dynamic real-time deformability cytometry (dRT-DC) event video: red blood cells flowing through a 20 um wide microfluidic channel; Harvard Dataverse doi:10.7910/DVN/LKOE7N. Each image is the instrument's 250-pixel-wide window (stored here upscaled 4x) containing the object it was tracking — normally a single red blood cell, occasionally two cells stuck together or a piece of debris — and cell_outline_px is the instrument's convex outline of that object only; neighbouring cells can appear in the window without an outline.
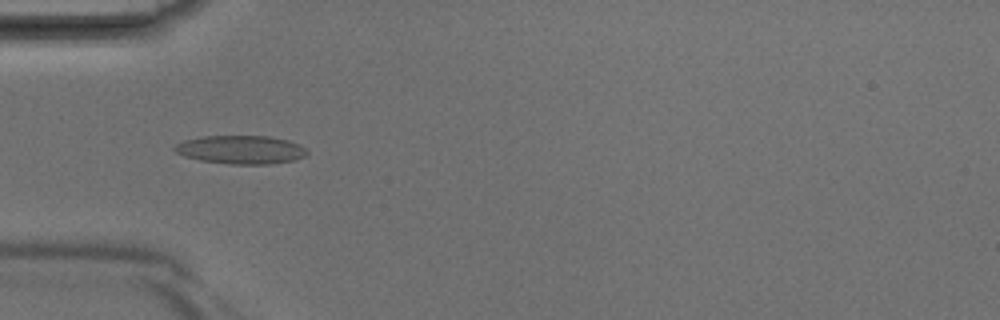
{"species": "Egyptian fruit bat (a non-hibernating species)", "species_latin": "Rousettus aegyptiacus", "temperature_condition": "room temperature", "stored_images_in_passage": 40, "camera_frame_rate_fps": 3000, "um_per_image_px": 0.085, "animal": {"sex": "male"}, "frame": {"image": 1, "passage_image": 12, "time_ms": 3.667, "image_size_px": [1000, 320], "cell_outline_px": [[308, 152], [304, 156], [292, 160], [268, 164], [232, 164], [200, 160], [184, 156], [176, 152], [172, 148], [176, 144], [184, 140], [204, 136], [268, 136], [288, 140], [300, 144]], "centroid_in_image_um": [20.45, 12.71], "position_along_channel_um": 64.5, "area_um2": 21.79}}
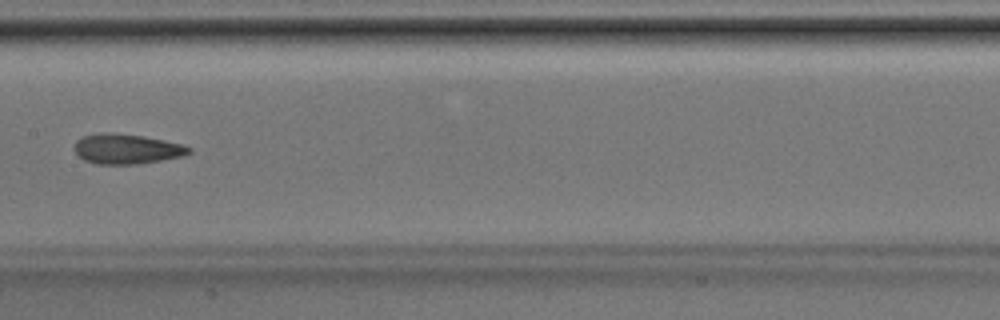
{"frame": {"image": 2, "passage_image": 20, "time_ms": 6.333, "image_size_px": [1000, 320], "cell_outline_px": [[192, 152], [184, 156], [136, 164], [96, 164], [84, 160], [72, 148], [76, 140], [84, 136], [100, 132], [108, 132], [144, 136], [184, 144], [192, 148]], "centroid_in_image_um": [10.77, 12.65], "position_along_channel_um": 196.6, "area_um2": 20.17}}
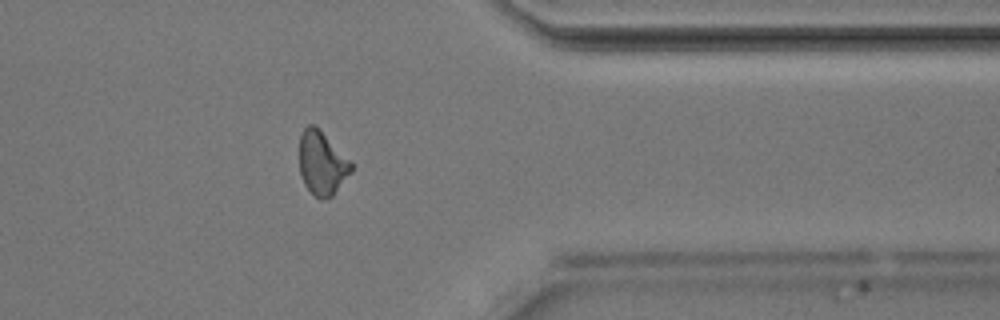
{"frame": {"image": 3, "passage_image": 32, "time_ms": 10.333, "image_size_px": [1000, 320], "cell_outline_px": [[352, 172], [332, 196], [316, 196], [304, 184], [300, 172], [300, 136], [304, 128], [308, 124], [316, 124], [320, 128], [352, 164]], "centroid_in_image_um": [27.36, 13.81], "position_along_channel_um": 384.0, "area_um2": 18.84}}